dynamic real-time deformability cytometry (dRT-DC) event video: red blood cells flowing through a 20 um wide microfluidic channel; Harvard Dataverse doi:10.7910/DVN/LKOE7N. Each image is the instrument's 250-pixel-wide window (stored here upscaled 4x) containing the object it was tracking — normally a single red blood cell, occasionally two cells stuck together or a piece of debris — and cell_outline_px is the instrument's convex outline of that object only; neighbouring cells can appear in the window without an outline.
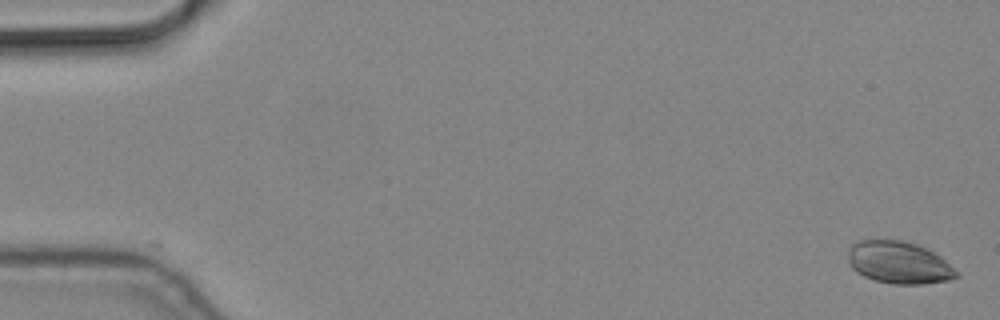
{"species": "common noctule bat (a hibernating species)", "species_latin": "Nyctalus noctula", "temperature_condition": "cold", "stored_images_in_passage": 9, "camera_frame_rate_fps": 3000, "um_per_image_px": 0.085, "animal": {"sex": "male", "body_mass_g": 19.2, "forearm_length_mm": 51.8}, "frame": {"image": 1, "passage_image": 1, "time_ms": 0.0, "image_size_px": [1000, 320], "cell_outline_px": [[960, 276], [948, 280], [924, 284], [892, 284], [876, 280], [864, 276], [856, 272], [848, 264], [848, 248], [852, 244], [860, 240], [900, 240], [916, 244], [940, 256], [960, 272]], "centroid_in_image_um": [76.4, 22.33], "position_along_channel_um": 8.6, "area_um2": 26.76}}
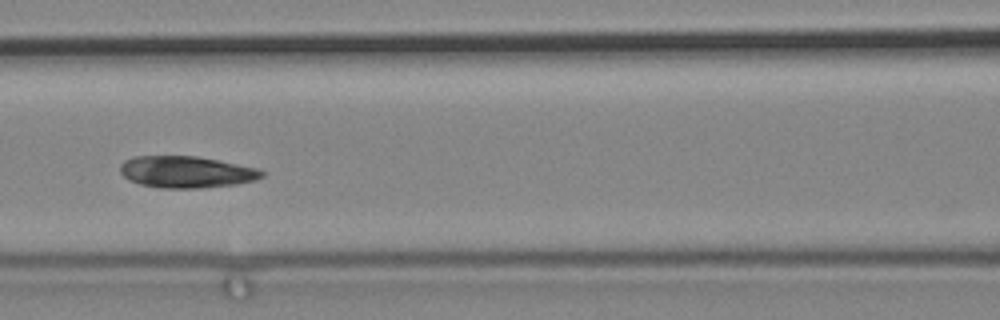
{"frame": {"image": 2, "passage_image": 7, "time_ms": 2.0, "image_size_px": [1000, 320], "cell_outline_px": [[264, 176], [256, 180], [236, 184], [204, 188], [160, 188], [140, 184], [128, 180], [120, 172], [120, 164], [124, 160], [132, 156], [196, 156], [260, 168], [264, 172]], "centroid_in_image_um": [15.84, 14.62], "position_along_channel_um": 150.8, "area_um2": 26.41}}
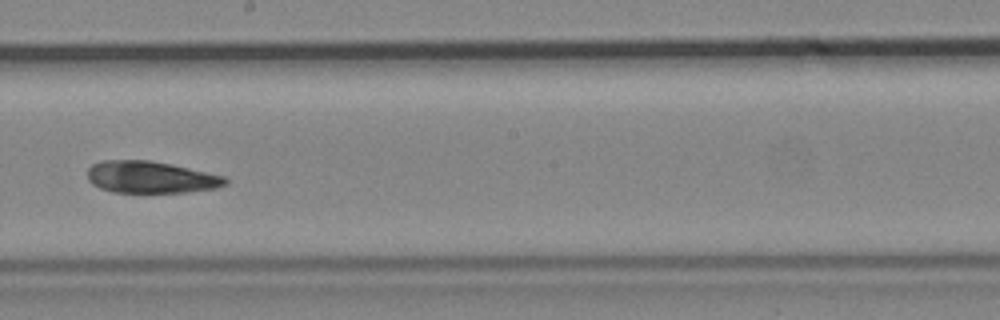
{"frame": {"image": 3, "passage_image": 9, "time_ms": 2.667, "image_size_px": [1000, 320], "cell_outline_px": [[228, 184], [216, 188], [188, 192], [112, 192], [100, 188], [92, 184], [88, 180], [88, 168], [92, 164], [100, 160], [148, 160], [172, 164], [224, 176], [228, 180]], "centroid_in_image_um": [12.8, 15.06], "position_along_channel_um": 235.4, "area_um2": 25.72}}